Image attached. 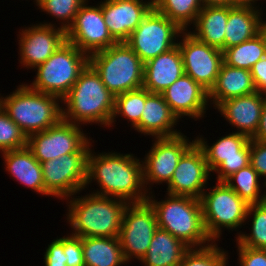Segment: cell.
Segmentation results:
<instances>
[{"label": "cell", "mask_w": 266, "mask_h": 266, "mask_svg": "<svg viewBox=\"0 0 266 266\" xmlns=\"http://www.w3.org/2000/svg\"><path fill=\"white\" fill-rule=\"evenodd\" d=\"M93 147V148H92ZM87 158L85 189L97 183L99 189L89 191L100 196L116 197L128 203L147 201L149 193L144 186L141 158L133 153L114 150L95 152L94 144Z\"/></svg>", "instance_id": "obj_1"}, {"label": "cell", "mask_w": 266, "mask_h": 266, "mask_svg": "<svg viewBox=\"0 0 266 266\" xmlns=\"http://www.w3.org/2000/svg\"><path fill=\"white\" fill-rule=\"evenodd\" d=\"M80 193L65 199V220L71 228L70 234L81 238L119 237L123 213L129 203L116 197Z\"/></svg>", "instance_id": "obj_2"}, {"label": "cell", "mask_w": 266, "mask_h": 266, "mask_svg": "<svg viewBox=\"0 0 266 266\" xmlns=\"http://www.w3.org/2000/svg\"><path fill=\"white\" fill-rule=\"evenodd\" d=\"M63 120L80 126L108 128L115 108L113 95L88 64L62 99Z\"/></svg>", "instance_id": "obj_3"}, {"label": "cell", "mask_w": 266, "mask_h": 266, "mask_svg": "<svg viewBox=\"0 0 266 266\" xmlns=\"http://www.w3.org/2000/svg\"><path fill=\"white\" fill-rule=\"evenodd\" d=\"M154 193V190L149 193L147 201L155 210L158 228L168 231L189 248L213 243L205 230L200 199L165 193V198L158 201Z\"/></svg>", "instance_id": "obj_4"}, {"label": "cell", "mask_w": 266, "mask_h": 266, "mask_svg": "<svg viewBox=\"0 0 266 266\" xmlns=\"http://www.w3.org/2000/svg\"><path fill=\"white\" fill-rule=\"evenodd\" d=\"M62 99L20 82L10 94L0 95V106L28 137L63 119Z\"/></svg>", "instance_id": "obj_5"}, {"label": "cell", "mask_w": 266, "mask_h": 266, "mask_svg": "<svg viewBox=\"0 0 266 266\" xmlns=\"http://www.w3.org/2000/svg\"><path fill=\"white\" fill-rule=\"evenodd\" d=\"M89 65L115 96L143 87L144 63L125 42L91 54Z\"/></svg>", "instance_id": "obj_6"}, {"label": "cell", "mask_w": 266, "mask_h": 266, "mask_svg": "<svg viewBox=\"0 0 266 266\" xmlns=\"http://www.w3.org/2000/svg\"><path fill=\"white\" fill-rule=\"evenodd\" d=\"M214 182L200 197L205 230L213 242L223 240L225 230L236 231V238L245 228L249 205L225 182Z\"/></svg>", "instance_id": "obj_7"}, {"label": "cell", "mask_w": 266, "mask_h": 266, "mask_svg": "<svg viewBox=\"0 0 266 266\" xmlns=\"http://www.w3.org/2000/svg\"><path fill=\"white\" fill-rule=\"evenodd\" d=\"M88 64L89 56L66 41L44 63L33 69L36 75L27 84L36 91L63 99Z\"/></svg>", "instance_id": "obj_8"}, {"label": "cell", "mask_w": 266, "mask_h": 266, "mask_svg": "<svg viewBox=\"0 0 266 266\" xmlns=\"http://www.w3.org/2000/svg\"><path fill=\"white\" fill-rule=\"evenodd\" d=\"M82 126L61 120L48 129L28 136L27 147L43 163L68 153H89L94 140Z\"/></svg>", "instance_id": "obj_9"}, {"label": "cell", "mask_w": 266, "mask_h": 266, "mask_svg": "<svg viewBox=\"0 0 266 266\" xmlns=\"http://www.w3.org/2000/svg\"><path fill=\"white\" fill-rule=\"evenodd\" d=\"M217 138L216 142L208 143V139L199 133L195 141L205 154L212 176L216 174L215 180L224 182L233 173L250 165V138L234 130Z\"/></svg>", "instance_id": "obj_10"}, {"label": "cell", "mask_w": 266, "mask_h": 266, "mask_svg": "<svg viewBox=\"0 0 266 266\" xmlns=\"http://www.w3.org/2000/svg\"><path fill=\"white\" fill-rule=\"evenodd\" d=\"M182 32L176 23L152 8L125 43L145 63L175 47Z\"/></svg>", "instance_id": "obj_11"}, {"label": "cell", "mask_w": 266, "mask_h": 266, "mask_svg": "<svg viewBox=\"0 0 266 266\" xmlns=\"http://www.w3.org/2000/svg\"><path fill=\"white\" fill-rule=\"evenodd\" d=\"M157 229L156 213L148 201L127 205L122 217L119 239L128 264H132L134 260L140 261L148 252Z\"/></svg>", "instance_id": "obj_12"}, {"label": "cell", "mask_w": 266, "mask_h": 266, "mask_svg": "<svg viewBox=\"0 0 266 266\" xmlns=\"http://www.w3.org/2000/svg\"><path fill=\"white\" fill-rule=\"evenodd\" d=\"M89 153H68L41 163L45 197L62 202L85 190Z\"/></svg>", "instance_id": "obj_13"}, {"label": "cell", "mask_w": 266, "mask_h": 266, "mask_svg": "<svg viewBox=\"0 0 266 266\" xmlns=\"http://www.w3.org/2000/svg\"><path fill=\"white\" fill-rule=\"evenodd\" d=\"M184 133L169 138H153L151 149L141 158L144 186L152 193L153 185L170 183L182 154L195 142ZM192 140V141H191Z\"/></svg>", "instance_id": "obj_14"}, {"label": "cell", "mask_w": 266, "mask_h": 266, "mask_svg": "<svg viewBox=\"0 0 266 266\" xmlns=\"http://www.w3.org/2000/svg\"><path fill=\"white\" fill-rule=\"evenodd\" d=\"M25 26V27H24ZM20 27L17 34L19 66L29 70L44 63L64 42L66 31L51 21Z\"/></svg>", "instance_id": "obj_15"}, {"label": "cell", "mask_w": 266, "mask_h": 266, "mask_svg": "<svg viewBox=\"0 0 266 266\" xmlns=\"http://www.w3.org/2000/svg\"><path fill=\"white\" fill-rule=\"evenodd\" d=\"M89 1L80 8L73 24L66 31V41L88 56L118 43L106 26L101 1L94 6L88 5Z\"/></svg>", "instance_id": "obj_16"}, {"label": "cell", "mask_w": 266, "mask_h": 266, "mask_svg": "<svg viewBox=\"0 0 266 266\" xmlns=\"http://www.w3.org/2000/svg\"><path fill=\"white\" fill-rule=\"evenodd\" d=\"M185 74L208 92L214 86L223 61V52L183 31L178 44Z\"/></svg>", "instance_id": "obj_17"}, {"label": "cell", "mask_w": 266, "mask_h": 266, "mask_svg": "<svg viewBox=\"0 0 266 266\" xmlns=\"http://www.w3.org/2000/svg\"><path fill=\"white\" fill-rule=\"evenodd\" d=\"M211 174L205 154L195 141L180 157L166 192L200 199L212 181Z\"/></svg>", "instance_id": "obj_18"}, {"label": "cell", "mask_w": 266, "mask_h": 266, "mask_svg": "<svg viewBox=\"0 0 266 266\" xmlns=\"http://www.w3.org/2000/svg\"><path fill=\"white\" fill-rule=\"evenodd\" d=\"M161 94L171 111L182 122L184 118L200 121L205 118L206 111L210 108L208 91L186 74Z\"/></svg>", "instance_id": "obj_19"}, {"label": "cell", "mask_w": 266, "mask_h": 266, "mask_svg": "<svg viewBox=\"0 0 266 266\" xmlns=\"http://www.w3.org/2000/svg\"><path fill=\"white\" fill-rule=\"evenodd\" d=\"M109 33L117 42H125L153 8V0H101Z\"/></svg>", "instance_id": "obj_20"}, {"label": "cell", "mask_w": 266, "mask_h": 266, "mask_svg": "<svg viewBox=\"0 0 266 266\" xmlns=\"http://www.w3.org/2000/svg\"><path fill=\"white\" fill-rule=\"evenodd\" d=\"M265 93L254 92L221 102L216 112L233 127L235 132L253 138L260 125ZM236 128V129H235Z\"/></svg>", "instance_id": "obj_21"}, {"label": "cell", "mask_w": 266, "mask_h": 266, "mask_svg": "<svg viewBox=\"0 0 266 266\" xmlns=\"http://www.w3.org/2000/svg\"><path fill=\"white\" fill-rule=\"evenodd\" d=\"M180 120L171 111L162 94L146 90V100L140 122L133 128L140 135L169 138L182 134L177 130ZM176 128V129H175Z\"/></svg>", "instance_id": "obj_22"}, {"label": "cell", "mask_w": 266, "mask_h": 266, "mask_svg": "<svg viewBox=\"0 0 266 266\" xmlns=\"http://www.w3.org/2000/svg\"><path fill=\"white\" fill-rule=\"evenodd\" d=\"M184 74L182 55L176 45L144 63L143 88L150 93L161 94Z\"/></svg>", "instance_id": "obj_23"}, {"label": "cell", "mask_w": 266, "mask_h": 266, "mask_svg": "<svg viewBox=\"0 0 266 266\" xmlns=\"http://www.w3.org/2000/svg\"><path fill=\"white\" fill-rule=\"evenodd\" d=\"M0 156L4 161L5 167L3 168L12 177L11 179L36 192V194L45 196L41 163L27 146L2 152Z\"/></svg>", "instance_id": "obj_24"}, {"label": "cell", "mask_w": 266, "mask_h": 266, "mask_svg": "<svg viewBox=\"0 0 266 266\" xmlns=\"http://www.w3.org/2000/svg\"><path fill=\"white\" fill-rule=\"evenodd\" d=\"M263 12L265 11L262 10V6L261 8L252 5L228 6L224 50L239 45L257 35L261 31L262 20L266 15Z\"/></svg>", "instance_id": "obj_25"}, {"label": "cell", "mask_w": 266, "mask_h": 266, "mask_svg": "<svg viewBox=\"0 0 266 266\" xmlns=\"http://www.w3.org/2000/svg\"><path fill=\"white\" fill-rule=\"evenodd\" d=\"M250 70L234 68L222 63L216 82L208 92L210 107L223 101L256 92Z\"/></svg>", "instance_id": "obj_26"}, {"label": "cell", "mask_w": 266, "mask_h": 266, "mask_svg": "<svg viewBox=\"0 0 266 266\" xmlns=\"http://www.w3.org/2000/svg\"><path fill=\"white\" fill-rule=\"evenodd\" d=\"M228 6H204L188 30L198 40L224 51Z\"/></svg>", "instance_id": "obj_27"}, {"label": "cell", "mask_w": 266, "mask_h": 266, "mask_svg": "<svg viewBox=\"0 0 266 266\" xmlns=\"http://www.w3.org/2000/svg\"><path fill=\"white\" fill-rule=\"evenodd\" d=\"M190 248L168 231L158 228L148 252L139 261L143 266H179Z\"/></svg>", "instance_id": "obj_28"}, {"label": "cell", "mask_w": 266, "mask_h": 266, "mask_svg": "<svg viewBox=\"0 0 266 266\" xmlns=\"http://www.w3.org/2000/svg\"><path fill=\"white\" fill-rule=\"evenodd\" d=\"M85 266H126L119 237L82 238Z\"/></svg>", "instance_id": "obj_29"}, {"label": "cell", "mask_w": 266, "mask_h": 266, "mask_svg": "<svg viewBox=\"0 0 266 266\" xmlns=\"http://www.w3.org/2000/svg\"><path fill=\"white\" fill-rule=\"evenodd\" d=\"M266 55V37L260 31L253 38L223 51V61L228 66L251 70Z\"/></svg>", "instance_id": "obj_30"}, {"label": "cell", "mask_w": 266, "mask_h": 266, "mask_svg": "<svg viewBox=\"0 0 266 266\" xmlns=\"http://www.w3.org/2000/svg\"><path fill=\"white\" fill-rule=\"evenodd\" d=\"M200 0H153V8L188 31L202 9Z\"/></svg>", "instance_id": "obj_31"}, {"label": "cell", "mask_w": 266, "mask_h": 266, "mask_svg": "<svg viewBox=\"0 0 266 266\" xmlns=\"http://www.w3.org/2000/svg\"><path fill=\"white\" fill-rule=\"evenodd\" d=\"M256 170L248 165L229 176L224 182L248 205L260 204L263 200L264 183Z\"/></svg>", "instance_id": "obj_32"}, {"label": "cell", "mask_w": 266, "mask_h": 266, "mask_svg": "<svg viewBox=\"0 0 266 266\" xmlns=\"http://www.w3.org/2000/svg\"><path fill=\"white\" fill-rule=\"evenodd\" d=\"M246 223L249 226L251 225L249 227L250 233L246 231L241 232L234 239L236 240L234 241L236 245L254 249L266 248V206L263 203L249 205L246 214Z\"/></svg>", "instance_id": "obj_33"}, {"label": "cell", "mask_w": 266, "mask_h": 266, "mask_svg": "<svg viewBox=\"0 0 266 266\" xmlns=\"http://www.w3.org/2000/svg\"><path fill=\"white\" fill-rule=\"evenodd\" d=\"M145 100L146 89L143 87L115 96V108L109 128L114 129L111 127L116 126L114 125L117 122L116 120L122 117V119L127 120L130 128L133 129L140 122Z\"/></svg>", "instance_id": "obj_34"}, {"label": "cell", "mask_w": 266, "mask_h": 266, "mask_svg": "<svg viewBox=\"0 0 266 266\" xmlns=\"http://www.w3.org/2000/svg\"><path fill=\"white\" fill-rule=\"evenodd\" d=\"M87 0H37V10L56 19L57 27L65 31L73 24L76 14ZM59 22V23H58Z\"/></svg>", "instance_id": "obj_35"}, {"label": "cell", "mask_w": 266, "mask_h": 266, "mask_svg": "<svg viewBox=\"0 0 266 266\" xmlns=\"http://www.w3.org/2000/svg\"><path fill=\"white\" fill-rule=\"evenodd\" d=\"M218 245V242H213L203 248H190L179 266H229L228 251Z\"/></svg>", "instance_id": "obj_36"}, {"label": "cell", "mask_w": 266, "mask_h": 266, "mask_svg": "<svg viewBox=\"0 0 266 266\" xmlns=\"http://www.w3.org/2000/svg\"><path fill=\"white\" fill-rule=\"evenodd\" d=\"M28 137L0 106V153L27 146Z\"/></svg>", "instance_id": "obj_37"}, {"label": "cell", "mask_w": 266, "mask_h": 266, "mask_svg": "<svg viewBox=\"0 0 266 266\" xmlns=\"http://www.w3.org/2000/svg\"><path fill=\"white\" fill-rule=\"evenodd\" d=\"M63 236V251L67 266H85L83 259L82 238L71 235L70 232Z\"/></svg>", "instance_id": "obj_38"}, {"label": "cell", "mask_w": 266, "mask_h": 266, "mask_svg": "<svg viewBox=\"0 0 266 266\" xmlns=\"http://www.w3.org/2000/svg\"><path fill=\"white\" fill-rule=\"evenodd\" d=\"M250 165L266 182V141L250 139Z\"/></svg>", "instance_id": "obj_39"}, {"label": "cell", "mask_w": 266, "mask_h": 266, "mask_svg": "<svg viewBox=\"0 0 266 266\" xmlns=\"http://www.w3.org/2000/svg\"><path fill=\"white\" fill-rule=\"evenodd\" d=\"M44 266H67L66 257L63 251V235L53 239L47 247L43 255Z\"/></svg>", "instance_id": "obj_40"}, {"label": "cell", "mask_w": 266, "mask_h": 266, "mask_svg": "<svg viewBox=\"0 0 266 266\" xmlns=\"http://www.w3.org/2000/svg\"><path fill=\"white\" fill-rule=\"evenodd\" d=\"M237 265L239 266H266L265 252L247 246L236 245Z\"/></svg>", "instance_id": "obj_41"}, {"label": "cell", "mask_w": 266, "mask_h": 266, "mask_svg": "<svg viewBox=\"0 0 266 266\" xmlns=\"http://www.w3.org/2000/svg\"><path fill=\"white\" fill-rule=\"evenodd\" d=\"M250 72L256 90L266 94V55L252 66Z\"/></svg>", "instance_id": "obj_42"}, {"label": "cell", "mask_w": 266, "mask_h": 266, "mask_svg": "<svg viewBox=\"0 0 266 266\" xmlns=\"http://www.w3.org/2000/svg\"><path fill=\"white\" fill-rule=\"evenodd\" d=\"M252 139L266 141V94L261 114L260 125L256 135Z\"/></svg>", "instance_id": "obj_43"}, {"label": "cell", "mask_w": 266, "mask_h": 266, "mask_svg": "<svg viewBox=\"0 0 266 266\" xmlns=\"http://www.w3.org/2000/svg\"><path fill=\"white\" fill-rule=\"evenodd\" d=\"M202 6H230L232 7V0H200Z\"/></svg>", "instance_id": "obj_44"}, {"label": "cell", "mask_w": 266, "mask_h": 266, "mask_svg": "<svg viewBox=\"0 0 266 266\" xmlns=\"http://www.w3.org/2000/svg\"><path fill=\"white\" fill-rule=\"evenodd\" d=\"M258 1H262V0H232V7L236 5H252V6L260 7V3Z\"/></svg>", "instance_id": "obj_45"}, {"label": "cell", "mask_w": 266, "mask_h": 266, "mask_svg": "<svg viewBox=\"0 0 266 266\" xmlns=\"http://www.w3.org/2000/svg\"><path fill=\"white\" fill-rule=\"evenodd\" d=\"M261 31L263 32V34L266 37V17H264L262 20Z\"/></svg>", "instance_id": "obj_46"}, {"label": "cell", "mask_w": 266, "mask_h": 266, "mask_svg": "<svg viewBox=\"0 0 266 266\" xmlns=\"http://www.w3.org/2000/svg\"><path fill=\"white\" fill-rule=\"evenodd\" d=\"M262 203L266 206V182H264V191H263Z\"/></svg>", "instance_id": "obj_47"}, {"label": "cell", "mask_w": 266, "mask_h": 266, "mask_svg": "<svg viewBox=\"0 0 266 266\" xmlns=\"http://www.w3.org/2000/svg\"><path fill=\"white\" fill-rule=\"evenodd\" d=\"M265 252V257H266V248L262 249Z\"/></svg>", "instance_id": "obj_48"}]
</instances>
